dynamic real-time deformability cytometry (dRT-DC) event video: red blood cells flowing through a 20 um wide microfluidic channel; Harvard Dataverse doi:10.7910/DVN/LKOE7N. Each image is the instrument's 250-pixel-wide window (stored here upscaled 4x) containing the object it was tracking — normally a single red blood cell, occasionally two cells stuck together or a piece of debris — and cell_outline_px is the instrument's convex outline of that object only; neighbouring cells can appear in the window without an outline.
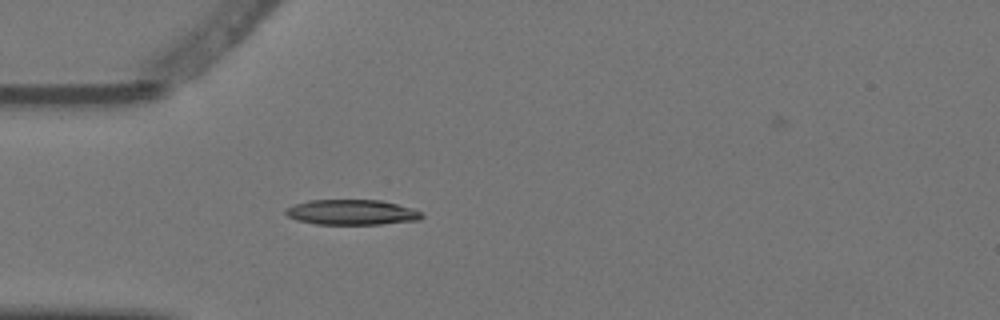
{"species": "Egyptian fruit bat (a non-hibernating species)", "species_latin": "Rousettus aegyptiacus", "temperature_condition": "warm", "stored_images_in_passage": 4, "camera_frame_rate_fps": 3000, "um_per_image_px": 0.085, "animal": {"sex": "female"}, "frame": {"image": 1, "passage_image": 4, "time_ms": 1.0, "image_size_px": [1000, 320], "cell_outline_px": [[424, 216], [420, 220], [380, 224], [316, 224], [296, 220], [288, 216], [284, 212], [284, 208], [308, 200], [380, 200], [412, 208], [424, 212]], "centroid_in_image_um": [29.91, 18.04], "position_along_channel_um": 55.1, "area_um2": 20.11}}